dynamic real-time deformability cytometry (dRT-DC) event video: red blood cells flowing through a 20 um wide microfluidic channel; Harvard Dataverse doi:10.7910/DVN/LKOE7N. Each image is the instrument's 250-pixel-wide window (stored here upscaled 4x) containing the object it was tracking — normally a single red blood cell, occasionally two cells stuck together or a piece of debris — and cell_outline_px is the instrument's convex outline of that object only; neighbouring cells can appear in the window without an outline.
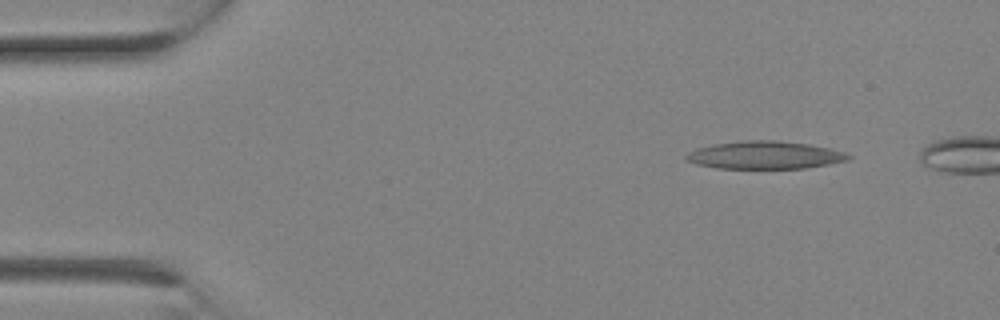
{"species": "Egyptian fruit bat (a non-hibernating species)", "species_latin": "Rousettus aegyptiacus", "temperature_condition": "room temperature", "stored_images_in_passage": 3, "camera_frame_rate_fps": 3000, "um_per_image_px": 0.085, "animal": {"sex": "female"}, "frame": {"image": 1, "passage_image": 1, "time_ms": 0.0, "image_size_px": [1000, 320], "cell_outline_px": [[852, 156], [848, 160], [828, 164], [804, 168], [720, 168], [696, 164], [688, 160], [684, 156], [688, 152], [696, 148], [716, 144], [744, 140], [776, 140], [808, 144], [832, 148], [844, 152]], "centroid_in_image_um": [65.03, 13.17], "position_along_channel_um": 20.0, "area_um2": 26.07}}